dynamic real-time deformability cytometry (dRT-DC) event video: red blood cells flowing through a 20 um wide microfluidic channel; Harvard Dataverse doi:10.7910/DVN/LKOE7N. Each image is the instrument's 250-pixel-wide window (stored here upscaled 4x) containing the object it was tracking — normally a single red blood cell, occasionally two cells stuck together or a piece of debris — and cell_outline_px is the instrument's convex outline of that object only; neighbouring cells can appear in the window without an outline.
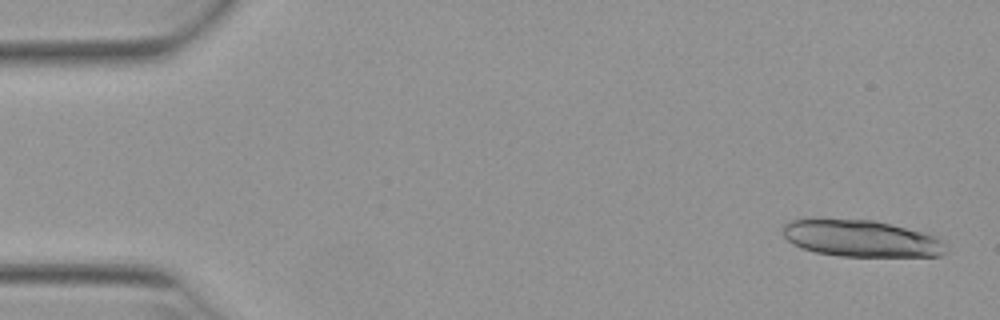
{"species": "Egyptian fruit bat (a non-hibernating species)", "species_latin": "Rousettus aegyptiacus", "temperature_condition": "warm", "stored_images_in_passage": 19, "camera_frame_rate_fps": 3000, "um_per_image_px": 0.085, "animal": {"sex": "female"}, "frame": {"image": 1, "passage_image": 2, "time_ms": 0.333, "image_size_px": [1000, 320], "cell_outline_px": [[948, 252], [940, 256], [840, 256], [816, 252], [792, 244], [784, 236], [784, 224], [792, 220], [872, 220], [892, 224], [936, 236], [944, 240], [948, 244]], "centroid_in_image_um": [73.3, 20.29], "position_along_channel_um": 11.7, "area_um2": 34.62}}